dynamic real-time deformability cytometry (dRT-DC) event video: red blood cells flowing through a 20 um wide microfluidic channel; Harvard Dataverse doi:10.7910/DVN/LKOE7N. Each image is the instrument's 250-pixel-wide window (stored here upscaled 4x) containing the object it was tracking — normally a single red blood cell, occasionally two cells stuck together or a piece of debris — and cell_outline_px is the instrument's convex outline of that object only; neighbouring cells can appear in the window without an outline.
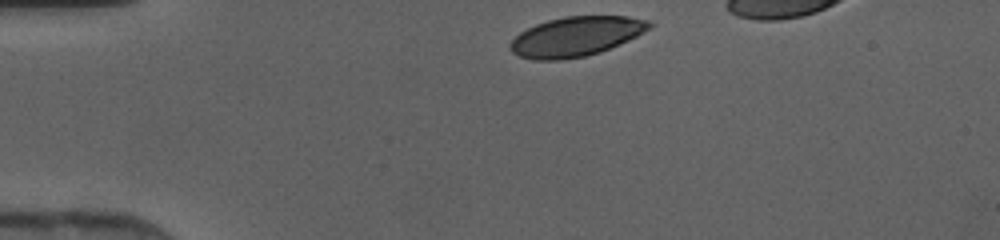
{"species": "human", "species_latin": "Homo sapiens", "temperature_condition": "cold", "stored_images_in_passage": 29, "camera_frame_rate_fps": 3000, "um_per_image_px": 0.085, "donor": {"sex": "female"}, "frame": {"image": 1, "passage_image": 1, "time_ms": 0.0, "image_size_px": [1000, 240], "cell_outline_px": [[652, 28], [628, 40], [600, 52], [584, 56], [560, 60], [532, 60], [520, 56], [512, 52], [512, 40], [520, 32], [536, 24], [548, 20], [564, 16], [628, 16], [648, 20], [652, 24]], "centroid_in_image_um": [48.98, 3.09], "position_along_channel_um": 36.0, "area_um2": 31.85}}
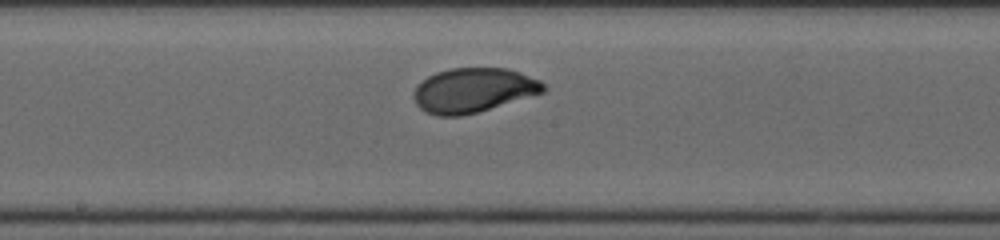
{"frame": {"image": 2, "passage_image": 16, "time_ms": 5.0, "image_size_px": [1000, 240], "cell_outline_px": [[548, 88], [544, 92], [476, 112], [460, 116], [436, 116], [424, 112], [416, 104], [412, 96], [412, 92], [428, 76], [436, 72], [448, 68], [508, 68], [520, 72], [540, 80]], "centroid_in_image_um": [40.22, 7.66], "position_along_channel_um": 208.0, "area_um2": 33.58}}
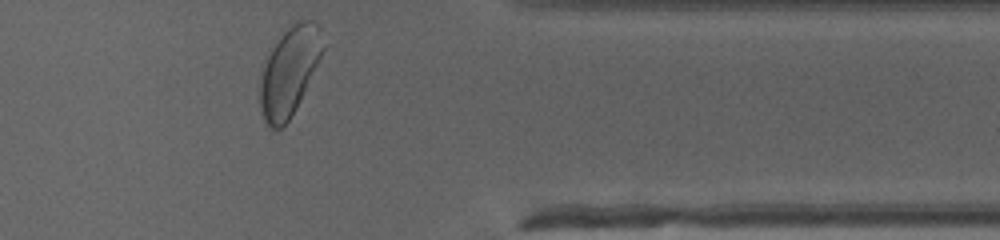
{"frame": {"image": 3, "passage_image": 29, "time_ms": 9.333, "image_size_px": [1000, 240], "cell_outline_px": [[328, 44], [300, 100], [288, 120], [280, 128], [268, 128], [260, 112], [260, 84], [268, 48], [276, 36], [292, 24], [300, 20], [312, 20], [320, 28]], "centroid_in_image_um": [24.61, 5.98], "position_along_channel_um": 386.8, "area_um2": 33.12}}